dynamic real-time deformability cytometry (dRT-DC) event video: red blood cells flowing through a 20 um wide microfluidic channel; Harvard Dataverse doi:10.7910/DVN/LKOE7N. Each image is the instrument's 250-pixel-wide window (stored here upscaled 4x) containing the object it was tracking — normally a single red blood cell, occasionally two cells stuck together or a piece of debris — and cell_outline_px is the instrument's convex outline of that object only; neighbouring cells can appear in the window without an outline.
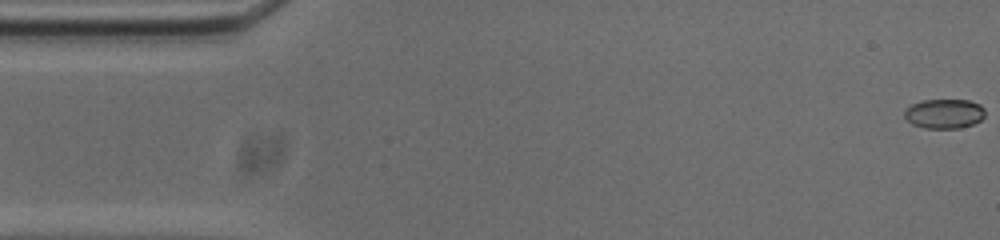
{"species": "common noctule bat (a hibernating species)", "species_latin": "Nyctalus noctula", "temperature_condition": "cold", "stored_images_in_passage": 13, "camera_frame_rate_fps": 3000, "um_per_image_px": 0.085, "animal": {"sex": "male", "body_mass_g": 20.0, "forearm_length_mm": 53.3}, "frame": {"image": 1, "passage_image": 1, "time_ms": 0.0, "image_size_px": [1000, 240], "cell_outline_px": [[984, 116], [980, 120], [972, 124], [960, 128], [924, 128], [912, 124], [904, 116], [904, 112], [912, 104], [920, 100], [968, 100], [980, 104], [984, 108]], "centroid_in_image_um": [80.26, 9.66], "position_along_channel_um": 4.7, "area_um2": 13.81}}
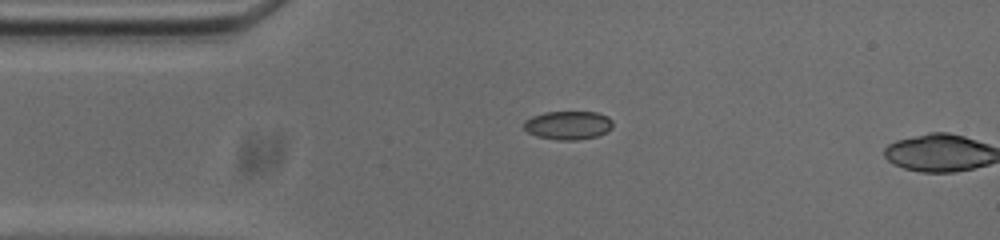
{"frame": {"image": 2, "passage_image": 12, "time_ms": 3.667, "image_size_px": [1000, 240], "cell_outline_px": [[612, 128], [608, 132], [596, 136], [576, 140], [556, 140], [536, 136], [528, 132], [524, 128], [524, 120], [532, 116], [544, 112], [596, 112], [608, 116], [612, 120]], "centroid_in_image_um": [48.29, 10.64], "position_along_channel_um": 36.7, "area_um2": 14.91}}